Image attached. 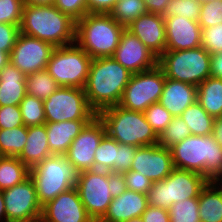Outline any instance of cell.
Here are the masks:
<instances>
[{
  "instance_id": "f5cc1de1",
  "label": "cell",
  "mask_w": 222,
  "mask_h": 222,
  "mask_svg": "<svg viewBox=\"0 0 222 222\" xmlns=\"http://www.w3.org/2000/svg\"><path fill=\"white\" fill-rule=\"evenodd\" d=\"M212 136L215 141L222 147V116L215 118Z\"/></svg>"
},
{
  "instance_id": "cb8c5ba5",
  "label": "cell",
  "mask_w": 222,
  "mask_h": 222,
  "mask_svg": "<svg viewBox=\"0 0 222 222\" xmlns=\"http://www.w3.org/2000/svg\"><path fill=\"white\" fill-rule=\"evenodd\" d=\"M26 77L11 62L0 71V106L20 105L27 94Z\"/></svg>"
},
{
  "instance_id": "f907efd6",
  "label": "cell",
  "mask_w": 222,
  "mask_h": 222,
  "mask_svg": "<svg viewBox=\"0 0 222 222\" xmlns=\"http://www.w3.org/2000/svg\"><path fill=\"white\" fill-rule=\"evenodd\" d=\"M144 1L148 12L163 15V13L167 8L168 3L171 0H144Z\"/></svg>"
},
{
  "instance_id": "83f0119b",
  "label": "cell",
  "mask_w": 222,
  "mask_h": 222,
  "mask_svg": "<svg viewBox=\"0 0 222 222\" xmlns=\"http://www.w3.org/2000/svg\"><path fill=\"white\" fill-rule=\"evenodd\" d=\"M180 117H182L187 124L191 135H212L215 118L210 116L198 101L188 106Z\"/></svg>"
},
{
  "instance_id": "836d02e7",
  "label": "cell",
  "mask_w": 222,
  "mask_h": 222,
  "mask_svg": "<svg viewBox=\"0 0 222 222\" xmlns=\"http://www.w3.org/2000/svg\"><path fill=\"white\" fill-rule=\"evenodd\" d=\"M19 106L26 127L46 124L42 99L26 94Z\"/></svg>"
},
{
  "instance_id": "d590c367",
  "label": "cell",
  "mask_w": 222,
  "mask_h": 222,
  "mask_svg": "<svg viewBox=\"0 0 222 222\" xmlns=\"http://www.w3.org/2000/svg\"><path fill=\"white\" fill-rule=\"evenodd\" d=\"M189 135H191V131L182 117H173L165 130L159 135L158 144L170 148Z\"/></svg>"
},
{
  "instance_id": "7c38bea8",
  "label": "cell",
  "mask_w": 222,
  "mask_h": 222,
  "mask_svg": "<svg viewBox=\"0 0 222 222\" xmlns=\"http://www.w3.org/2000/svg\"><path fill=\"white\" fill-rule=\"evenodd\" d=\"M75 188L88 216L99 222L113 199L108 185V171L90 169L79 172Z\"/></svg>"
},
{
  "instance_id": "277c9868",
  "label": "cell",
  "mask_w": 222,
  "mask_h": 222,
  "mask_svg": "<svg viewBox=\"0 0 222 222\" xmlns=\"http://www.w3.org/2000/svg\"><path fill=\"white\" fill-rule=\"evenodd\" d=\"M125 29L110 14L87 13L76 22L75 43L92 59L112 57Z\"/></svg>"
},
{
  "instance_id": "ba28073f",
  "label": "cell",
  "mask_w": 222,
  "mask_h": 222,
  "mask_svg": "<svg viewBox=\"0 0 222 222\" xmlns=\"http://www.w3.org/2000/svg\"><path fill=\"white\" fill-rule=\"evenodd\" d=\"M208 180L201 174L174 168L161 181H154L147 193L148 205L165 210L179 201L198 197Z\"/></svg>"
},
{
  "instance_id": "2e32d148",
  "label": "cell",
  "mask_w": 222,
  "mask_h": 222,
  "mask_svg": "<svg viewBox=\"0 0 222 222\" xmlns=\"http://www.w3.org/2000/svg\"><path fill=\"white\" fill-rule=\"evenodd\" d=\"M174 169L170 148L154 144L138 147L130 170L140 172L151 181L164 180Z\"/></svg>"
},
{
  "instance_id": "c3c4849f",
  "label": "cell",
  "mask_w": 222,
  "mask_h": 222,
  "mask_svg": "<svg viewBox=\"0 0 222 222\" xmlns=\"http://www.w3.org/2000/svg\"><path fill=\"white\" fill-rule=\"evenodd\" d=\"M141 218L143 222H170L169 211L153 206H147Z\"/></svg>"
},
{
  "instance_id": "30bf717a",
  "label": "cell",
  "mask_w": 222,
  "mask_h": 222,
  "mask_svg": "<svg viewBox=\"0 0 222 222\" xmlns=\"http://www.w3.org/2000/svg\"><path fill=\"white\" fill-rule=\"evenodd\" d=\"M165 80L158 64L152 69L132 74L118 105L130 111L144 112L150 105L159 102Z\"/></svg>"
},
{
  "instance_id": "d6986e66",
  "label": "cell",
  "mask_w": 222,
  "mask_h": 222,
  "mask_svg": "<svg viewBox=\"0 0 222 222\" xmlns=\"http://www.w3.org/2000/svg\"><path fill=\"white\" fill-rule=\"evenodd\" d=\"M166 31L165 50H187L201 46V26L198 21L182 16L164 18Z\"/></svg>"
},
{
  "instance_id": "e0dca14e",
  "label": "cell",
  "mask_w": 222,
  "mask_h": 222,
  "mask_svg": "<svg viewBox=\"0 0 222 222\" xmlns=\"http://www.w3.org/2000/svg\"><path fill=\"white\" fill-rule=\"evenodd\" d=\"M112 57L132 74L152 69L158 64V57L127 29L123 31Z\"/></svg>"
},
{
  "instance_id": "680465c9",
  "label": "cell",
  "mask_w": 222,
  "mask_h": 222,
  "mask_svg": "<svg viewBox=\"0 0 222 222\" xmlns=\"http://www.w3.org/2000/svg\"><path fill=\"white\" fill-rule=\"evenodd\" d=\"M126 222H143V219L141 217L133 218V219L127 220Z\"/></svg>"
},
{
  "instance_id": "ffe728a7",
  "label": "cell",
  "mask_w": 222,
  "mask_h": 222,
  "mask_svg": "<svg viewBox=\"0 0 222 222\" xmlns=\"http://www.w3.org/2000/svg\"><path fill=\"white\" fill-rule=\"evenodd\" d=\"M149 50L159 57L166 47L164 17L161 14L146 13L136 18L127 28Z\"/></svg>"
},
{
  "instance_id": "f35d334b",
  "label": "cell",
  "mask_w": 222,
  "mask_h": 222,
  "mask_svg": "<svg viewBox=\"0 0 222 222\" xmlns=\"http://www.w3.org/2000/svg\"><path fill=\"white\" fill-rule=\"evenodd\" d=\"M198 23L201 28H207L222 23V0L202 2Z\"/></svg>"
},
{
  "instance_id": "7402d4cb",
  "label": "cell",
  "mask_w": 222,
  "mask_h": 222,
  "mask_svg": "<svg viewBox=\"0 0 222 222\" xmlns=\"http://www.w3.org/2000/svg\"><path fill=\"white\" fill-rule=\"evenodd\" d=\"M197 86L166 78L159 103L173 117H179L183 111L197 101Z\"/></svg>"
},
{
  "instance_id": "ee69618b",
  "label": "cell",
  "mask_w": 222,
  "mask_h": 222,
  "mask_svg": "<svg viewBox=\"0 0 222 222\" xmlns=\"http://www.w3.org/2000/svg\"><path fill=\"white\" fill-rule=\"evenodd\" d=\"M138 147L118 143L116 162L114 163V172L124 173L130 171L132 160L135 157Z\"/></svg>"
},
{
  "instance_id": "8992f818",
  "label": "cell",
  "mask_w": 222,
  "mask_h": 222,
  "mask_svg": "<svg viewBox=\"0 0 222 222\" xmlns=\"http://www.w3.org/2000/svg\"><path fill=\"white\" fill-rule=\"evenodd\" d=\"M37 199L43 207L59 194L77 185L79 171L65 155H51L29 170Z\"/></svg>"
},
{
  "instance_id": "1f68e13d",
  "label": "cell",
  "mask_w": 222,
  "mask_h": 222,
  "mask_svg": "<svg viewBox=\"0 0 222 222\" xmlns=\"http://www.w3.org/2000/svg\"><path fill=\"white\" fill-rule=\"evenodd\" d=\"M58 87L59 85L46 69L26 77V93L42 100L47 99Z\"/></svg>"
},
{
  "instance_id": "7bdbcfd3",
  "label": "cell",
  "mask_w": 222,
  "mask_h": 222,
  "mask_svg": "<svg viewBox=\"0 0 222 222\" xmlns=\"http://www.w3.org/2000/svg\"><path fill=\"white\" fill-rule=\"evenodd\" d=\"M24 125L19 105L0 106V129H12Z\"/></svg>"
},
{
  "instance_id": "e575fe53",
  "label": "cell",
  "mask_w": 222,
  "mask_h": 222,
  "mask_svg": "<svg viewBox=\"0 0 222 222\" xmlns=\"http://www.w3.org/2000/svg\"><path fill=\"white\" fill-rule=\"evenodd\" d=\"M198 197L174 203L169 208L170 222H201Z\"/></svg>"
},
{
  "instance_id": "bcb514c9",
  "label": "cell",
  "mask_w": 222,
  "mask_h": 222,
  "mask_svg": "<svg viewBox=\"0 0 222 222\" xmlns=\"http://www.w3.org/2000/svg\"><path fill=\"white\" fill-rule=\"evenodd\" d=\"M19 33V26L0 23V51L10 54Z\"/></svg>"
},
{
  "instance_id": "11a10c76",
  "label": "cell",
  "mask_w": 222,
  "mask_h": 222,
  "mask_svg": "<svg viewBox=\"0 0 222 222\" xmlns=\"http://www.w3.org/2000/svg\"><path fill=\"white\" fill-rule=\"evenodd\" d=\"M0 221L7 222L3 191L0 190Z\"/></svg>"
},
{
  "instance_id": "d4e9b609",
  "label": "cell",
  "mask_w": 222,
  "mask_h": 222,
  "mask_svg": "<svg viewBox=\"0 0 222 222\" xmlns=\"http://www.w3.org/2000/svg\"><path fill=\"white\" fill-rule=\"evenodd\" d=\"M51 155L47 140L46 125L27 127V141L18 158L30 169Z\"/></svg>"
},
{
  "instance_id": "91938a15",
  "label": "cell",
  "mask_w": 222,
  "mask_h": 222,
  "mask_svg": "<svg viewBox=\"0 0 222 222\" xmlns=\"http://www.w3.org/2000/svg\"><path fill=\"white\" fill-rule=\"evenodd\" d=\"M214 182L219 186V188L222 190V179H215Z\"/></svg>"
},
{
  "instance_id": "f546056e",
  "label": "cell",
  "mask_w": 222,
  "mask_h": 222,
  "mask_svg": "<svg viewBox=\"0 0 222 222\" xmlns=\"http://www.w3.org/2000/svg\"><path fill=\"white\" fill-rule=\"evenodd\" d=\"M27 141L25 125L12 129H0V156L18 157Z\"/></svg>"
},
{
  "instance_id": "603a6c76",
  "label": "cell",
  "mask_w": 222,
  "mask_h": 222,
  "mask_svg": "<svg viewBox=\"0 0 222 222\" xmlns=\"http://www.w3.org/2000/svg\"><path fill=\"white\" fill-rule=\"evenodd\" d=\"M91 120L46 122L49 149L52 155H65L72 141Z\"/></svg>"
},
{
  "instance_id": "ac0fdd59",
  "label": "cell",
  "mask_w": 222,
  "mask_h": 222,
  "mask_svg": "<svg viewBox=\"0 0 222 222\" xmlns=\"http://www.w3.org/2000/svg\"><path fill=\"white\" fill-rule=\"evenodd\" d=\"M44 222H92L75 187L42 207Z\"/></svg>"
},
{
  "instance_id": "7a4b0ae2",
  "label": "cell",
  "mask_w": 222,
  "mask_h": 222,
  "mask_svg": "<svg viewBox=\"0 0 222 222\" xmlns=\"http://www.w3.org/2000/svg\"><path fill=\"white\" fill-rule=\"evenodd\" d=\"M20 33L54 47L75 43L76 21L53 6H24Z\"/></svg>"
},
{
  "instance_id": "8d00e7d4",
  "label": "cell",
  "mask_w": 222,
  "mask_h": 222,
  "mask_svg": "<svg viewBox=\"0 0 222 222\" xmlns=\"http://www.w3.org/2000/svg\"><path fill=\"white\" fill-rule=\"evenodd\" d=\"M201 3L195 0H171L163 17L182 16L193 21H198L200 18Z\"/></svg>"
},
{
  "instance_id": "5b68a950",
  "label": "cell",
  "mask_w": 222,
  "mask_h": 222,
  "mask_svg": "<svg viewBox=\"0 0 222 222\" xmlns=\"http://www.w3.org/2000/svg\"><path fill=\"white\" fill-rule=\"evenodd\" d=\"M97 116L103 122L106 134L120 144L142 147L159 141V136L147 122L143 112L114 105L102 109Z\"/></svg>"
},
{
  "instance_id": "5bb4252c",
  "label": "cell",
  "mask_w": 222,
  "mask_h": 222,
  "mask_svg": "<svg viewBox=\"0 0 222 222\" xmlns=\"http://www.w3.org/2000/svg\"><path fill=\"white\" fill-rule=\"evenodd\" d=\"M106 134L103 122L94 117L72 141L65 157L79 171L94 169V155L101 139Z\"/></svg>"
},
{
  "instance_id": "60d3db41",
  "label": "cell",
  "mask_w": 222,
  "mask_h": 222,
  "mask_svg": "<svg viewBox=\"0 0 222 222\" xmlns=\"http://www.w3.org/2000/svg\"><path fill=\"white\" fill-rule=\"evenodd\" d=\"M201 29V46L211 55L222 53V23Z\"/></svg>"
},
{
  "instance_id": "94428289",
  "label": "cell",
  "mask_w": 222,
  "mask_h": 222,
  "mask_svg": "<svg viewBox=\"0 0 222 222\" xmlns=\"http://www.w3.org/2000/svg\"><path fill=\"white\" fill-rule=\"evenodd\" d=\"M195 1L202 3V2H205L206 0H195Z\"/></svg>"
},
{
  "instance_id": "f1b7e54d",
  "label": "cell",
  "mask_w": 222,
  "mask_h": 222,
  "mask_svg": "<svg viewBox=\"0 0 222 222\" xmlns=\"http://www.w3.org/2000/svg\"><path fill=\"white\" fill-rule=\"evenodd\" d=\"M29 170L18 157L0 156V190L22 183L29 177Z\"/></svg>"
},
{
  "instance_id": "9a60e30c",
  "label": "cell",
  "mask_w": 222,
  "mask_h": 222,
  "mask_svg": "<svg viewBox=\"0 0 222 222\" xmlns=\"http://www.w3.org/2000/svg\"><path fill=\"white\" fill-rule=\"evenodd\" d=\"M7 222L42 215L36 188L30 176L22 183L3 191Z\"/></svg>"
},
{
  "instance_id": "3957f363",
  "label": "cell",
  "mask_w": 222,
  "mask_h": 222,
  "mask_svg": "<svg viewBox=\"0 0 222 222\" xmlns=\"http://www.w3.org/2000/svg\"><path fill=\"white\" fill-rule=\"evenodd\" d=\"M170 150L174 168L199 173L208 181L222 176V147L212 135H189Z\"/></svg>"
},
{
  "instance_id": "db71d44e",
  "label": "cell",
  "mask_w": 222,
  "mask_h": 222,
  "mask_svg": "<svg viewBox=\"0 0 222 222\" xmlns=\"http://www.w3.org/2000/svg\"><path fill=\"white\" fill-rule=\"evenodd\" d=\"M24 6H53L56 0H22Z\"/></svg>"
},
{
  "instance_id": "9f6ffc18",
  "label": "cell",
  "mask_w": 222,
  "mask_h": 222,
  "mask_svg": "<svg viewBox=\"0 0 222 222\" xmlns=\"http://www.w3.org/2000/svg\"><path fill=\"white\" fill-rule=\"evenodd\" d=\"M10 62V54L0 51V71Z\"/></svg>"
},
{
  "instance_id": "8fae6325",
  "label": "cell",
  "mask_w": 222,
  "mask_h": 222,
  "mask_svg": "<svg viewBox=\"0 0 222 222\" xmlns=\"http://www.w3.org/2000/svg\"><path fill=\"white\" fill-rule=\"evenodd\" d=\"M46 122L92 120L97 113L89 106L84 89L59 86L43 100Z\"/></svg>"
},
{
  "instance_id": "6f0895ef",
  "label": "cell",
  "mask_w": 222,
  "mask_h": 222,
  "mask_svg": "<svg viewBox=\"0 0 222 222\" xmlns=\"http://www.w3.org/2000/svg\"><path fill=\"white\" fill-rule=\"evenodd\" d=\"M8 222H44L43 216L38 215L36 217L30 218V219H25V220H12Z\"/></svg>"
},
{
  "instance_id": "f6af8a7d",
  "label": "cell",
  "mask_w": 222,
  "mask_h": 222,
  "mask_svg": "<svg viewBox=\"0 0 222 222\" xmlns=\"http://www.w3.org/2000/svg\"><path fill=\"white\" fill-rule=\"evenodd\" d=\"M126 183V189L146 194L148 193L153 181L146 176H142L140 172L130 170L123 173Z\"/></svg>"
},
{
  "instance_id": "4316f807",
  "label": "cell",
  "mask_w": 222,
  "mask_h": 222,
  "mask_svg": "<svg viewBox=\"0 0 222 222\" xmlns=\"http://www.w3.org/2000/svg\"><path fill=\"white\" fill-rule=\"evenodd\" d=\"M197 101L206 112L218 118L222 116V78L208 77L197 86Z\"/></svg>"
},
{
  "instance_id": "74e56055",
  "label": "cell",
  "mask_w": 222,
  "mask_h": 222,
  "mask_svg": "<svg viewBox=\"0 0 222 222\" xmlns=\"http://www.w3.org/2000/svg\"><path fill=\"white\" fill-rule=\"evenodd\" d=\"M143 114L158 136L165 130L173 118L172 114L159 102L150 105Z\"/></svg>"
},
{
  "instance_id": "4dcf8cb0",
  "label": "cell",
  "mask_w": 222,
  "mask_h": 222,
  "mask_svg": "<svg viewBox=\"0 0 222 222\" xmlns=\"http://www.w3.org/2000/svg\"><path fill=\"white\" fill-rule=\"evenodd\" d=\"M148 13L144 0H117L110 15L127 28L136 18Z\"/></svg>"
},
{
  "instance_id": "4fadbf2b",
  "label": "cell",
  "mask_w": 222,
  "mask_h": 222,
  "mask_svg": "<svg viewBox=\"0 0 222 222\" xmlns=\"http://www.w3.org/2000/svg\"><path fill=\"white\" fill-rule=\"evenodd\" d=\"M54 46L19 33L10 53V62L26 76L46 69Z\"/></svg>"
},
{
  "instance_id": "6da1fadb",
  "label": "cell",
  "mask_w": 222,
  "mask_h": 222,
  "mask_svg": "<svg viewBox=\"0 0 222 222\" xmlns=\"http://www.w3.org/2000/svg\"><path fill=\"white\" fill-rule=\"evenodd\" d=\"M131 76L113 57L93 58L84 87L89 106L98 113L118 105Z\"/></svg>"
},
{
  "instance_id": "ab89813d",
  "label": "cell",
  "mask_w": 222,
  "mask_h": 222,
  "mask_svg": "<svg viewBox=\"0 0 222 222\" xmlns=\"http://www.w3.org/2000/svg\"><path fill=\"white\" fill-rule=\"evenodd\" d=\"M24 3L22 0H0V23L20 27Z\"/></svg>"
},
{
  "instance_id": "b9f144b4",
  "label": "cell",
  "mask_w": 222,
  "mask_h": 222,
  "mask_svg": "<svg viewBox=\"0 0 222 222\" xmlns=\"http://www.w3.org/2000/svg\"><path fill=\"white\" fill-rule=\"evenodd\" d=\"M54 5L76 22L88 13L86 0H56Z\"/></svg>"
},
{
  "instance_id": "44dd1931",
  "label": "cell",
  "mask_w": 222,
  "mask_h": 222,
  "mask_svg": "<svg viewBox=\"0 0 222 222\" xmlns=\"http://www.w3.org/2000/svg\"><path fill=\"white\" fill-rule=\"evenodd\" d=\"M148 206L147 195L131 190L112 199L107 212L99 222H126L139 218Z\"/></svg>"
},
{
  "instance_id": "7dc6e473",
  "label": "cell",
  "mask_w": 222,
  "mask_h": 222,
  "mask_svg": "<svg viewBox=\"0 0 222 222\" xmlns=\"http://www.w3.org/2000/svg\"><path fill=\"white\" fill-rule=\"evenodd\" d=\"M108 185L112 198L127 190L123 173L108 171Z\"/></svg>"
},
{
  "instance_id": "52a82bcc",
  "label": "cell",
  "mask_w": 222,
  "mask_h": 222,
  "mask_svg": "<svg viewBox=\"0 0 222 222\" xmlns=\"http://www.w3.org/2000/svg\"><path fill=\"white\" fill-rule=\"evenodd\" d=\"M211 54L202 46L187 50H165L158 65L166 78L198 86L211 76Z\"/></svg>"
},
{
  "instance_id": "9c48e42d",
  "label": "cell",
  "mask_w": 222,
  "mask_h": 222,
  "mask_svg": "<svg viewBox=\"0 0 222 222\" xmlns=\"http://www.w3.org/2000/svg\"><path fill=\"white\" fill-rule=\"evenodd\" d=\"M92 58L76 43L55 47L46 71L59 86L84 89Z\"/></svg>"
},
{
  "instance_id": "484cf974",
  "label": "cell",
  "mask_w": 222,
  "mask_h": 222,
  "mask_svg": "<svg viewBox=\"0 0 222 222\" xmlns=\"http://www.w3.org/2000/svg\"><path fill=\"white\" fill-rule=\"evenodd\" d=\"M198 204L201 222H222V190L214 181L202 188Z\"/></svg>"
},
{
  "instance_id": "816d5d0a",
  "label": "cell",
  "mask_w": 222,
  "mask_h": 222,
  "mask_svg": "<svg viewBox=\"0 0 222 222\" xmlns=\"http://www.w3.org/2000/svg\"><path fill=\"white\" fill-rule=\"evenodd\" d=\"M210 67L212 77L222 78V53L211 56Z\"/></svg>"
},
{
  "instance_id": "681fc988",
  "label": "cell",
  "mask_w": 222,
  "mask_h": 222,
  "mask_svg": "<svg viewBox=\"0 0 222 222\" xmlns=\"http://www.w3.org/2000/svg\"><path fill=\"white\" fill-rule=\"evenodd\" d=\"M117 0H86L88 13L109 14Z\"/></svg>"
},
{
  "instance_id": "d6a6232c",
  "label": "cell",
  "mask_w": 222,
  "mask_h": 222,
  "mask_svg": "<svg viewBox=\"0 0 222 222\" xmlns=\"http://www.w3.org/2000/svg\"><path fill=\"white\" fill-rule=\"evenodd\" d=\"M118 142L105 134L94 155V169L114 172Z\"/></svg>"
}]
</instances>
